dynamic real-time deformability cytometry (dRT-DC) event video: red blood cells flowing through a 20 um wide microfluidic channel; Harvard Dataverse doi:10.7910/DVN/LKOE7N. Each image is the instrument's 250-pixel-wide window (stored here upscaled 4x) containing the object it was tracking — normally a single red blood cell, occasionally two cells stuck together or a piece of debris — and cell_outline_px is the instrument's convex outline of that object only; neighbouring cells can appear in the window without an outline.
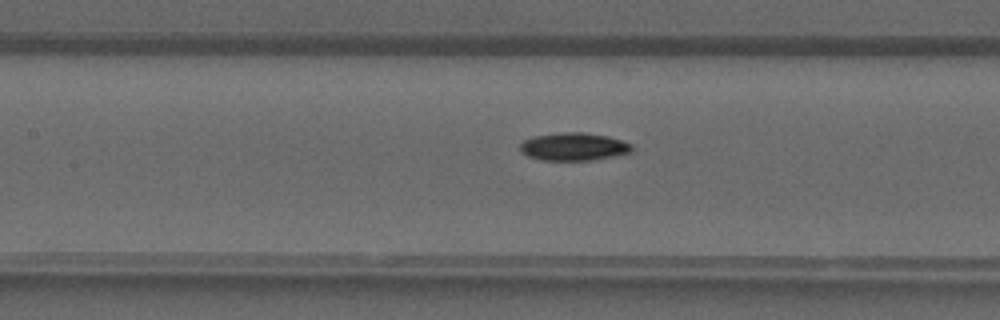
{"species": "common noctule bat (a hibernating species)", "species_latin": "Nyctalus noctula", "temperature_condition": "warm", "stored_images_in_passage": 32, "camera_frame_rate_fps": 3000, "um_per_image_px": 0.085, "animal": {"sex": "male", "forearm_length_mm": 52.5}, "frame": {"image": 1, "passage_image": 10, "time_ms": 3.0, "image_size_px": [1000, 320], "cell_outline_px": [[632, 152], [592, 160], [540, 160], [528, 156], [520, 152], [520, 144], [524, 140], [536, 136], [560, 132], [584, 132], [608, 136], [632, 144]], "centroid_in_image_um": [48.75, 12.46], "position_along_channel_um": 158.6, "area_um2": 18.09}}
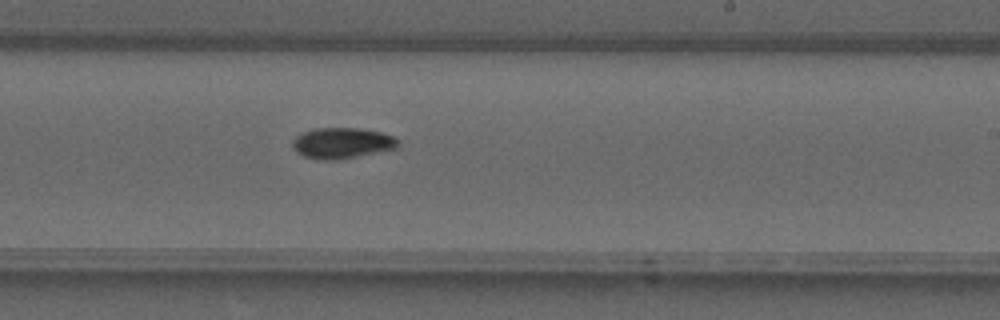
{"frame": {"image": 2, "passage_image": 16, "time_ms": 5.0, "image_size_px": [1000, 320], "cell_outline_px": [[400, 148], [336, 160], [324, 160], [304, 156], [296, 152], [292, 148], [292, 140], [300, 132], [316, 128], [356, 128], [380, 132], [392, 136], [400, 140]], "centroid_in_image_um": [29.07, 12.16], "position_along_channel_um": 259.9, "area_um2": 19.13}}
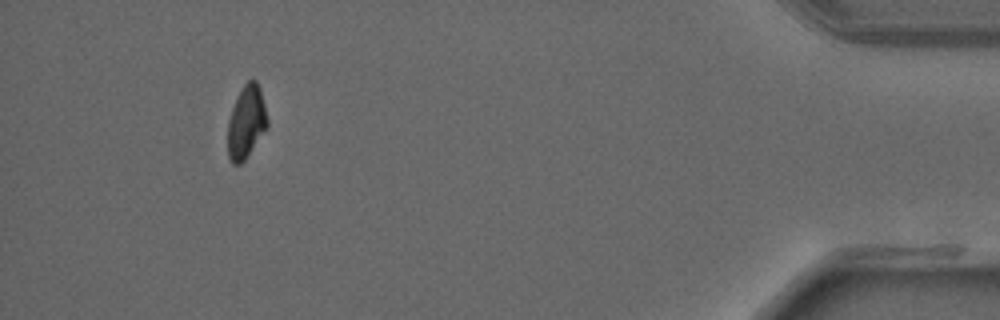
{"frame": {"image": 3, "passage_image": 29, "time_ms": 9.333, "image_size_px": [1000, 320], "cell_outline_px": [[268, 124], [244, 160], [240, 164], [232, 164], [228, 156], [228, 120], [232, 108], [244, 84], [248, 80], [256, 80], [260, 88], [268, 120]], "centroid_in_image_um": [20.92, 10.37], "position_along_channel_um": 414.3, "area_um2": 16.36}}